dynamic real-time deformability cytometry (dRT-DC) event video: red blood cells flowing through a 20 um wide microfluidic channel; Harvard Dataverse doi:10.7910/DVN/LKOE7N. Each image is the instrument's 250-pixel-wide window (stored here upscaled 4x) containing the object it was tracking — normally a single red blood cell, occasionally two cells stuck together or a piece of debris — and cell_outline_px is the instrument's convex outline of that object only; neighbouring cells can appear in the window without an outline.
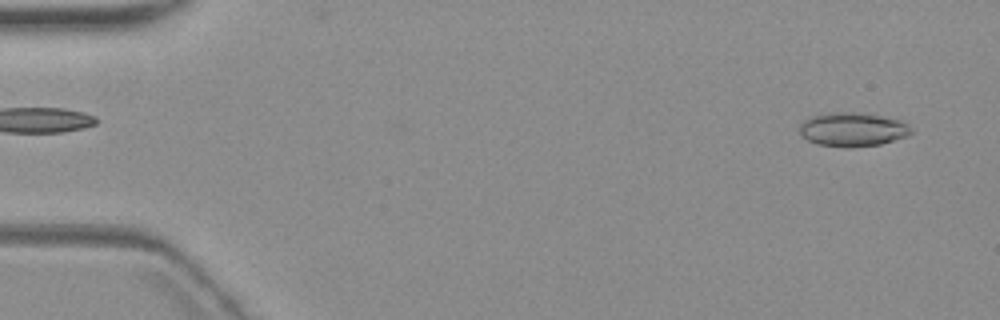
{"species": "common noctule bat (a hibernating species)", "species_latin": "Nyctalus noctula", "temperature_condition": "warm", "stored_images_in_passage": 5, "camera_frame_rate_fps": 3000, "um_per_image_px": 0.085, "animal": {"sex": "female", "body_mass_g": 19.3, "forearm_length_mm": 54.1}, "frame": {"image": 1, "passage_image": 1, "time_ms": 0.0, "image_size_px": [1000, 320], "cell_outline_px": [[912, 132], [908, 136], [880, 144], [848, 148], [816, 144], [808, 140], [800, 132], [800, 124], [804, 120], [812, 116], [832, 112], [860, 112], [900, 120], [908, 124], [912, 128]], "centroid_in_image_um": [72.49, 11.0], "position_along_channel_um": 12.5, "area_um2": 22.08}}
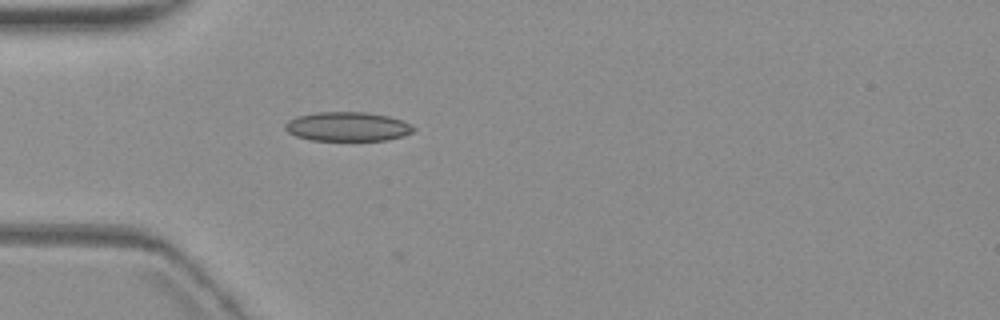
{"frame": {"image": 2, "passage_image": 5, "time_ms": 4.667, "image_size_px": [1000, 320], "cell_outline_px": [[416, 128], [412, 132], [388, 140], [312, 140], [296, 136], [288, 132], [284, 128], [284, 124], [288, 120], [296, 116], [316, 112], [368, 112], [388, 116], [404, 120]], "centroid_in_image_um": [29.52, 10.75], "position_along_channel_um": 55.5, "area_um2": 21.91}}